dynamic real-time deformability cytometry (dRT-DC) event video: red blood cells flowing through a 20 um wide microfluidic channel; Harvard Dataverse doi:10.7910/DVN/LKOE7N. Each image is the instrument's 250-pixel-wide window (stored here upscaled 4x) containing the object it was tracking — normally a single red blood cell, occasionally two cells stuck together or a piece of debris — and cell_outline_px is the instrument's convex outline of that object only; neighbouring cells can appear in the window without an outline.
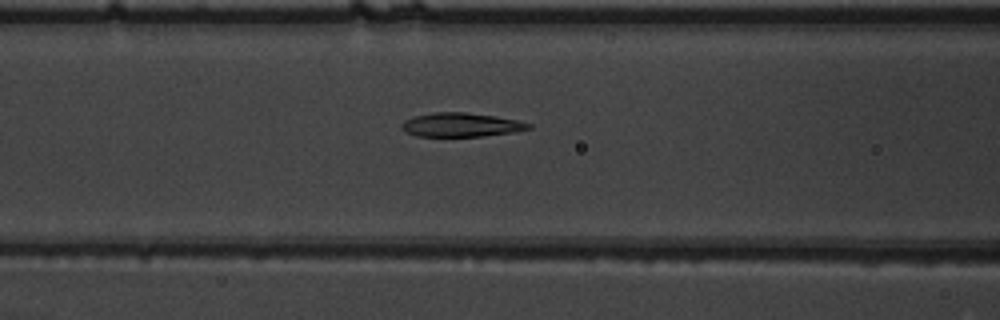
{"species": "common noctule bat (a hibernating species)", "species_latin": "Nyctalus noctula", "temperature_condition": "warm", "stored_images_in_passage": 37, "camera_frame_rate_fps": 3000, "um_per_image_px": 0.085, "animal": {"sex": "male", "body_mass_g": 19.5, "forearm_length_mm": 54.6}, "frame": {"image": 1, "passage_image": 6, "time_ms": 1.667, "image_size_px": [1000, 320], "cell_outline_px": [[532, 128], [516, 132], [484, 136], [416, 136], [404, 132], [400, 128], [400, 124], [404, 120], [412, 116], [432, 112], [464, 112], [496, 116], [516, 120], [532, 124]], "centroid_in_image_um": [39.15, 10.61], "position_along_channel_um": 127.5, "area_um2": 17.98}}
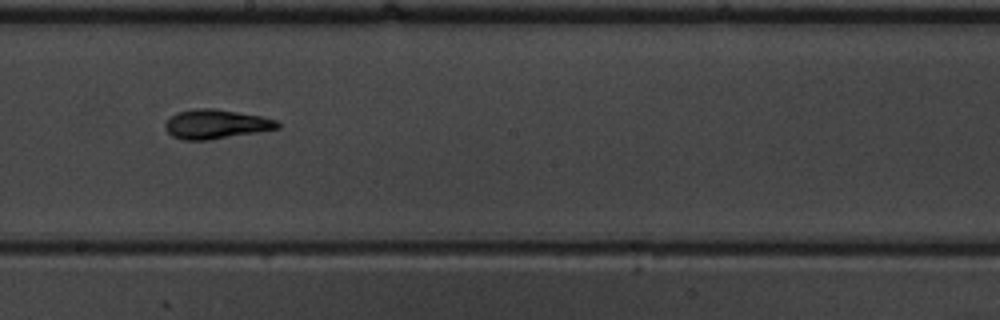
{"frame": {"image": 2, "passage_image": 14, "time_ms": 4.333, "image_size_px": [1000, 320], "cell_outline_px": [[280, 128], [208, 140], [184, 140], [172, 136], [164, 128], [164, 124], [176, 112], [196, 108], [212, 108], [260, 116], [276, 120], [280, 124]], "centroid_in_image_um": [18.32, 10.55], "position_along_channel_um": 229.9, "area_um2": 18.96}}
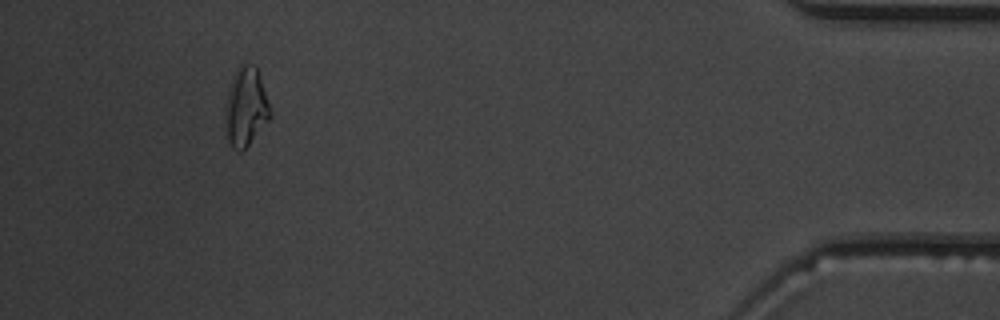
{"frame": {"image": 3, "passage_image": 33, "time_ms": 10.667, "image_size_px": [1000, 320], "cell_outline_px": [[272, 116], [248, 144], [240, 152], [232, 148], [228, 140], [228, 88], [232, 76], [236, 68], [240, 64], [252, 64], [256, 68], [272, 112]], "centroid_in_image_um": [20.93, 9.06], "position_along_channel_um": 414.3, "area_um2": 19.71}, "authors_computed_cell_mechanics": {"area_um2": 18.496, "velocity_mm_per_s": 3.8498, "shape_relaxation_time_tau1_ms": 4.0058, "shape_relaxation_time_tau2_ms": 1.7867, "deformation_change_tau1": 0.2053, "deformation_change_tau2": 0.1079}}